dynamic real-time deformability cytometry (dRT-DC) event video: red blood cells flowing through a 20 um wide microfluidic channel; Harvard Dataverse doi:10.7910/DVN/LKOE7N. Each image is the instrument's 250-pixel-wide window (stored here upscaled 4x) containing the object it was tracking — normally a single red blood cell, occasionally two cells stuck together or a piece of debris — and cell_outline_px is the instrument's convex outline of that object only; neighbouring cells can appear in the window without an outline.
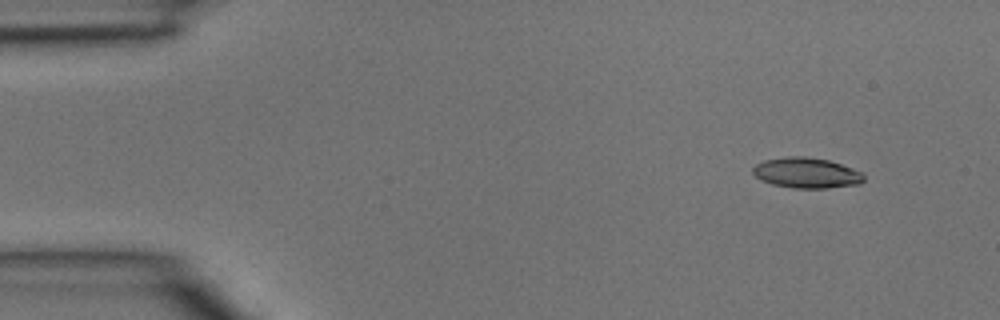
{"species": "common noctule bat (a hibernating species)", "species_latin": "Nyctalus noctula", "temperature_condition": "room temperature", "stored_images_in_passage": 4, "camera_frame_rate_fps": 3000, "um_per_image_px": 0.085, "animal": {"sex": "male", "body_mass_g": 15.6}, "frame": {"image": 1, "passage_image": 2, "time_ms": 0.333, "image_size_px": [1000, 320], "cell_outline_px": [[864, 180], [860, 184], [828, 188], [792, 188], [772, 184], [760, 180], [752, 172], [752, 168], [756, 164], [764, 160], [788, 156], [804, 156], [828, 160], [864, 172]], "centroid_in_image_um": [68.56, 14.7], "position_along_channel_um": 16.4, "area_um2": 19.83}}